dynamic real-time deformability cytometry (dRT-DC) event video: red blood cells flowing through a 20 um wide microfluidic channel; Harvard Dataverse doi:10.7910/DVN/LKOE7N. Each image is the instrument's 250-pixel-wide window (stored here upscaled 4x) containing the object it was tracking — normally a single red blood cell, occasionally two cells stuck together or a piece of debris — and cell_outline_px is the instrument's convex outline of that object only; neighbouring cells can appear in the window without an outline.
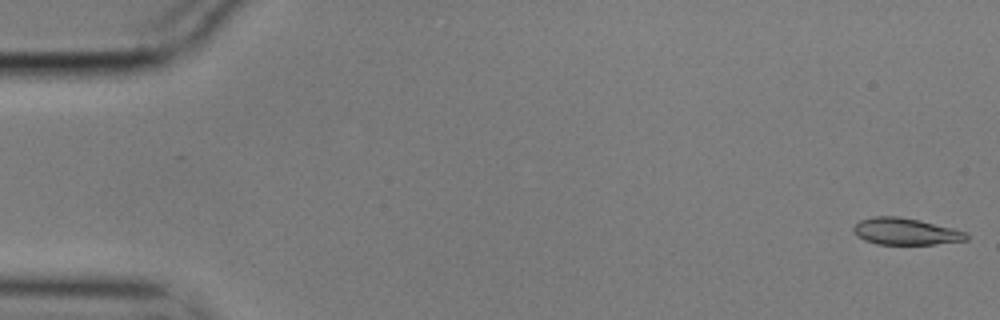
{"species": "common noctule bat (a hibernating species)", "species_latin": "Nyctalus noctula", "temperature_condition": "cold", "stored_images_in_passage": 57, "camera_frame_rate_fps": 3000, "um_per_image_px": 0.085, "animal": {"sex": "male", "body_mass_g": 17.9}, "frame": {"image": 1, "passage_image": 1, "time_ms": 0.0, "image_size_px": [1000, 320], "cell_outline_px": [[968, 240], [936, 244], [876, 244], [864, 240], [856, 236], [852, 228], [860, 220], [872, 216], [896, 216], [920, 220], [968, 232]], "centroid_in_image_um": [76.97, 19.67], "position_along_channel_um": 8.0, "area_um2": 17.69}}
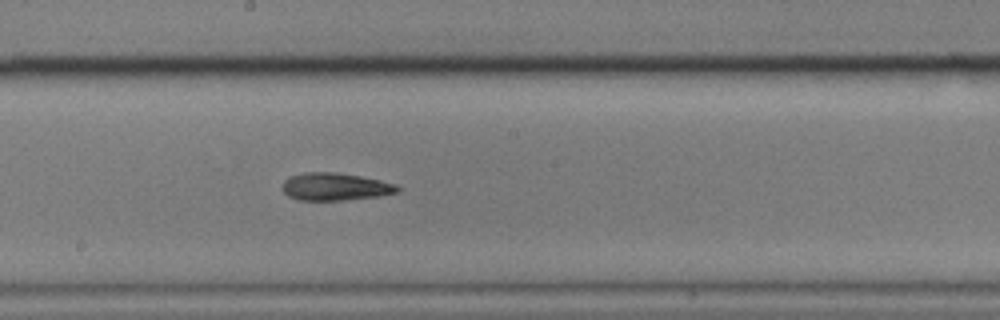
{"frame": {"image": 2, "passage_image": 31, "time_ms": 10.0, "image_size_px": [1000, 320], "cell_outline_px": [[400, 192], [380, 196], [340, 200], [300, 200], [288, 196], [284, 192], [284, 180], [292, 176], [304, 172], [336, 172], [360, 176], [380, 180], [396, 184], [400, 188]], "centroid_in_image_um": [28.53, 15.87], "position_along_channel_um": 219.7, "area_um2": 18.38}}
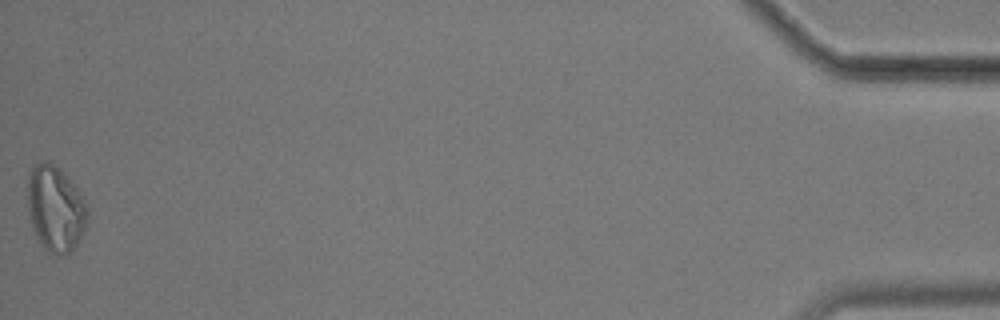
{"frame": {"image": 3, "passage_image": 57, "time_ms": 18.667, "image_size_px": [1000, 320], "cell_outline_px": [[88, 224], [76, 244], [68, 252], [60, 256], [56, 256], [48, 252], [40, 244], [32, 228], [28, 208], [28, 172], [40, 160], [48, 160], [64, 172], [80, 192], [88, 208]], "centroid_in_image_um": [4.71, 17.72], "position_along_channel_um": 430.5, "area_um2": 30.23}, "authors_computed_cell_mechanics": {"area_um2": 18.7272, "velocity_mm_per_s": 3.5207, "shape_relaxation_time_tau1_ms": 5.489, "shape_relaxation_time_tau2_ms": 4.4708, "deformation_change_tau1": 0.1355, "deformation_change_tau2": 0.1163}}